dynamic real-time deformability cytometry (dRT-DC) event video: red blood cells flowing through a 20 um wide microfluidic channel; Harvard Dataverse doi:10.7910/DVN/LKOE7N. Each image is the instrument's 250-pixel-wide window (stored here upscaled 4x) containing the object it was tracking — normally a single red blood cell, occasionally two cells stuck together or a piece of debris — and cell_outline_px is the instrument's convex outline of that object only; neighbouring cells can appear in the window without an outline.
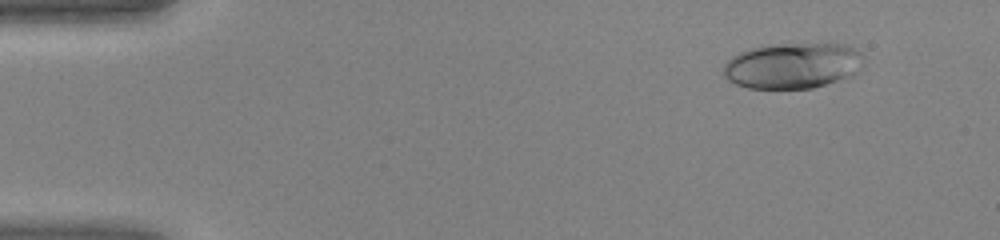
{"species": "human", "species_latin": "Homo sapiens", "temperature_condition": "warm", "stored_images_in_passage": 45, "camera_frame_rate_fps": 3000, "um_per_image_px": 0.085, "donor": {"sex": "female"}, "frame": {"image": 1, "passage_image": 4, "time_ms": 1.0, "image_size_px": [1000, 240], "cell_outline_px": [[864, 60], [852, 76], [812, 88], [748, 88], [736, 84], [728, 80], [724, 76], [724, 64], [732, 56], [740, 52], [752, 48], [772, 44], [848, 44], [860, 52]], "centroid_in_image_um": [67.37, 5.57], "position_along_channel_um": 17.6, "area_um2": 37.22}}
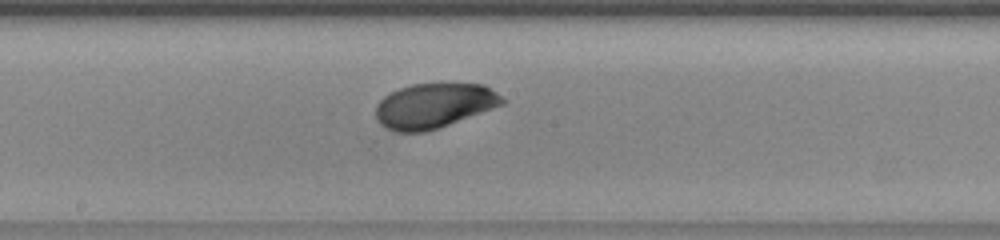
{"frame": {"image": 2, "passage_image": 24, "time_ms": 7.667, "image_size_px": [1000, 240], "cell_outline_px": [[504, 104], [440, 128], [424, 132], [396, 132], [380, 124], [376, 116], [376, 104], [384, 96], [400, 88], [412, 84], [484, 84], [496, 92], [504, 100]], "centroid_in_image_um": [36.88, 8.99], "position_along_channel_um": 211.3, "area_um2": 32.89}}
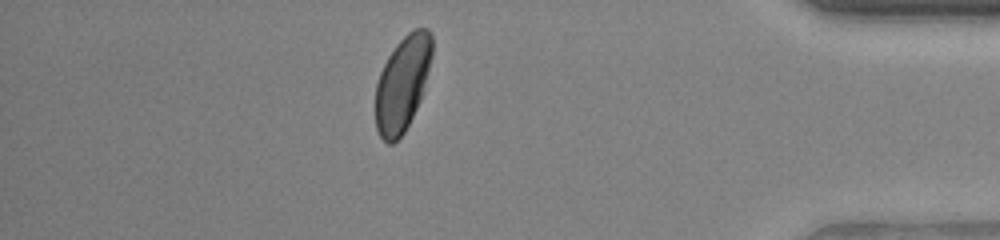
{"frame": {"image": 3, "passage_image": 39, "time_ms": 12.667, "image_size_px": [1000, 240], "cell_outline_px": [[432, 56], [420, 100], [404, 132], [392, 144], [388, 144], [380, 136], [376, 128], [376, 84], [380, 72], [388, 56], [396, 44], [408, 32], [416, 28], [428, 28], [432, 32]], "centroid_in_image_um": [34.21, 7.07], "position_along_channel_um": 401.0, "area_um2": 31.04}}